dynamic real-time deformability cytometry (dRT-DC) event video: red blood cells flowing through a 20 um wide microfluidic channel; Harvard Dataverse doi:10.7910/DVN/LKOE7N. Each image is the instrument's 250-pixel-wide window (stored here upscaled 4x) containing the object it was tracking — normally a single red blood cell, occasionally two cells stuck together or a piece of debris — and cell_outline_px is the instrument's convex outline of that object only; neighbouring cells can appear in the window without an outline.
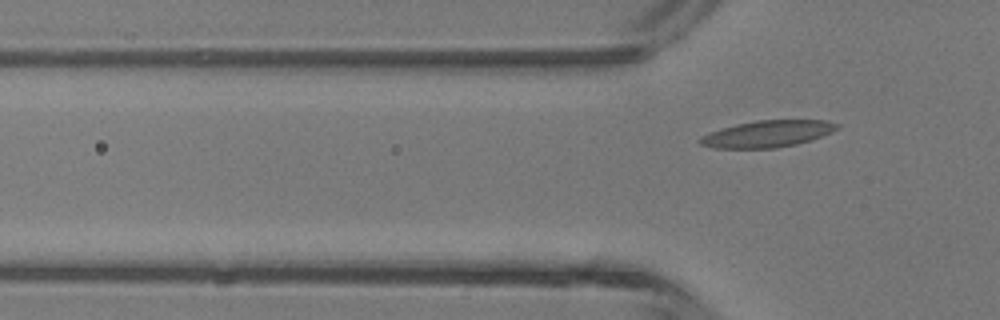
{"species": "common noctule bat (a hibernating species)", "species_latin": "Nyctalus noctula", "temperature_condition": "room temperature", "stored_images_in_passage": 6, "camera_frame_rate_fps": 3000, "um_per_image_px": 0.085, "animal": {"sex": "male", "body_mass_g": 13.3}, "frame": {"image": 1, "passage_image": 6, "time_ms": 6.0, "image_size_px": [1000, 320], "cell_outline_px": [[840, 128], [832, 132], [812, 140], [796, 144], [776, 148], [712, 148], [700, 144], [696, 140], [700, 136], [736, 124], [756, 120], [828, 120], [840, 124]], "centroid_in_image_um": [65.27, 11.38], "position_along_channel_um": 60.5, "area_um2": 21.44}}